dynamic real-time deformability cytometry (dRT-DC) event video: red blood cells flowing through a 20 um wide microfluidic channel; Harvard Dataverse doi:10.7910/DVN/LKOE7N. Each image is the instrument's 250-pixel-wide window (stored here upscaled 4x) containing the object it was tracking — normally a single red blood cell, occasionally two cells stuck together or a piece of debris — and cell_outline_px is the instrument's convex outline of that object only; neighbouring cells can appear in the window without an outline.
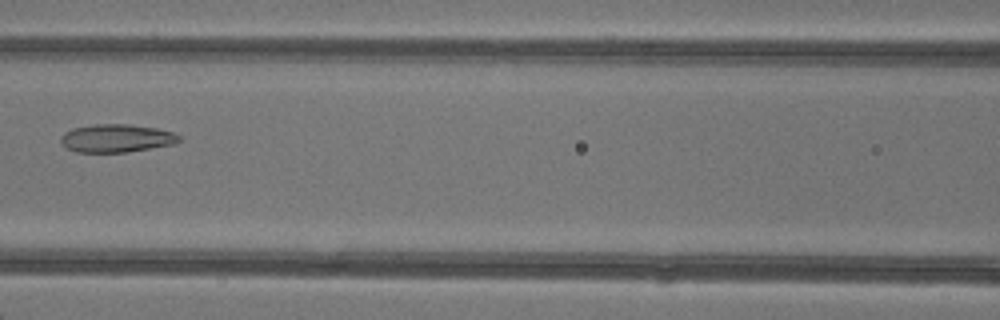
{"species": "common noctule bat (a hibernating species)", "species_latin": "Nyctalus noctula", "temperature_condition": "warm", "stored_images_in_passage": 5, "camera_frame_rate_fps": 3000, "um_per_image_px": 0.085, "animal": {"sex": "female"}, "frame": {"image": 1, "passage_image": 5, "time_ms": 5.333, "image_size_px": [1000, 320], "cell_outline_px": [[180, 140], [176, 144], [128, 152], [76, 152], [68, 148], [60, 140], [60, 136], [64, 132], [72, 128], [96, 124], [128, 124], [156, 128], [172, 132], [180, 136]], "centroid_in_image_um": [9.91, 11.75], "position_along_channel_um": 156.7, "area_um2": 19.36}}